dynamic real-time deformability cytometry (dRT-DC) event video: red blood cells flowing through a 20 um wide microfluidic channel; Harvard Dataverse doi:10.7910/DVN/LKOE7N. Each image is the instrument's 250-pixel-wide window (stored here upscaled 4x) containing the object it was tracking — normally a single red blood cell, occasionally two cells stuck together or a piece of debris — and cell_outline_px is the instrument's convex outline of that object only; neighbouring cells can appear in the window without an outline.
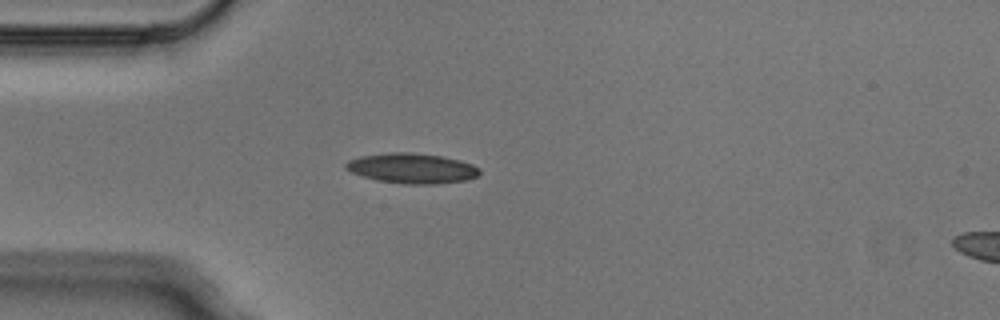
{"species": "Egyptian fruit bat (a non-hibernating species)", "species_latin": "Rousettus aegyptiacus", "temperature_condition": "cold", "stored_images_in_passage": 5, "segment_of_instrument_passage": [1, 2], "camera_frame_rate_fps": 3000, "um_per_image_px": 0.085, "animal": {"sex": "male"}, "frame": {"image": 1, "passage_image": 4, "time_ms": 1.0, "image_size_px": [1000, 320], "cell_outline_px": [[480, 176], [468, 180], [436, 184], [404, 184], [376, 180], [352, 172], [344, 168], [344, 164], [348, 160], [360, 156], [392, 152], [408, 152], [440, 156], [460, 160], [472, 164], [480, 168]], "centroid_in_image_um": [35.04, 14.31], "position_along_channel_um": 50.0, "area_um2": 23.58}}